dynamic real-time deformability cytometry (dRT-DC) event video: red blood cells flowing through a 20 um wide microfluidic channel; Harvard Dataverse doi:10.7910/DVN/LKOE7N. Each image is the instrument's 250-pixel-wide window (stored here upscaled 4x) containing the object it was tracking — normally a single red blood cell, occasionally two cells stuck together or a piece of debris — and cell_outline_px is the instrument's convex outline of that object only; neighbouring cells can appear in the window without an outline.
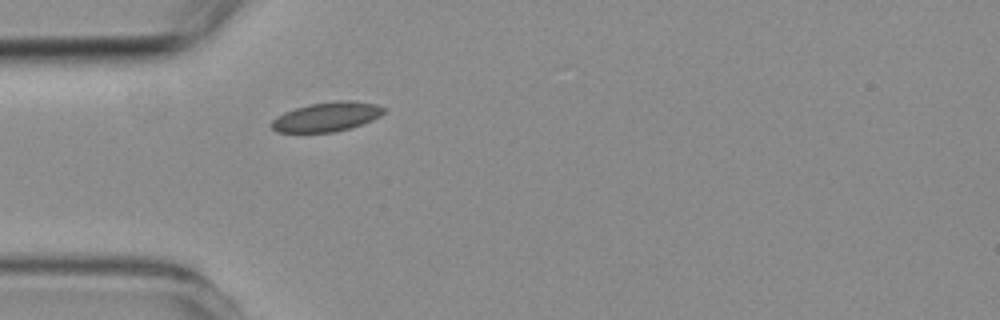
{"species": "common noctule bat (a hibernating species)", "species_latin": "Nyctalus noctula", "temperature_condition": "room temperature", "stored_images_in_passage": 1, "camera_frame_rate_fps": 3000, "um_per_image_px": 0.085, "animal": {"sex": "female", "body_mass_g": 19.3, "forearm_length_mm": 54.1}, "frame": {"image": 1, "passage_image": 1, "time_ms": 0.0, "image_size_px": [1000, 320], "cell_outline_px": [[388, 108], [380, 116], [372, 120], [336, 132], [276, 132], [272, 128], [272, 120], [276, 116], [284, 112], [308, 104], [336, 100], [352, 100], [376, 104]], "centroid_in_image_um": [27.79, 9.91], "position_along_channel_um": 57.2, "area_um2": 19.25}}